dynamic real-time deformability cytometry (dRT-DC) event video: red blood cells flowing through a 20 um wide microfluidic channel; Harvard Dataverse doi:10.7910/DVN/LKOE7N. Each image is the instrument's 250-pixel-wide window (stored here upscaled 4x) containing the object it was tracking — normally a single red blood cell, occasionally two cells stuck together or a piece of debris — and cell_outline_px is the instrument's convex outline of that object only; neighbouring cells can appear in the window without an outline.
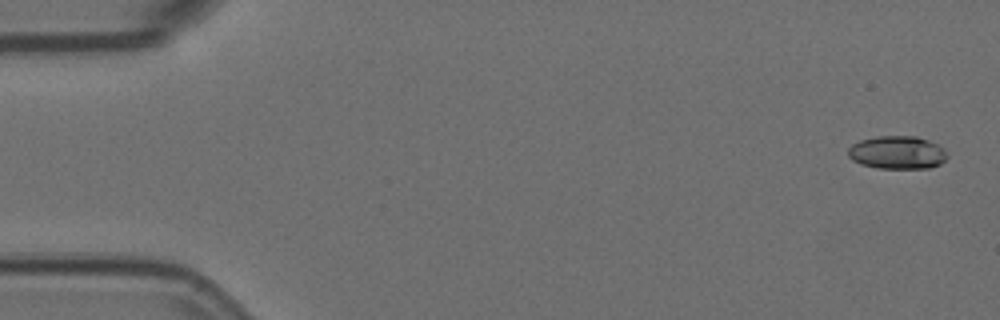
{"species": "Egyptian fruit bat (a non-hibernating species)", "species_latin": "Rousettus aegyptiacus", "temperature_condition": "room temperature", "stored_images_in_passage": 57, "camera_frame_rate_fps": 3000, "um_per_image_px": 0.085, "animal": {"sex": "female"}, "frame": {"image": 1, "passage_image": 2, "time_ms": 0.333, "image_size_px": [1000, 320], "cell_outline_px": [[948, 156], [940, 164], [928, 168], [880, 168], [860, 164], [852, 160], [848, 156], [848, 148], [852, 144], [860, 140], [876, 136], [916, 136], [928, 140], [944, 148], [948, 152]], "centroid_in_image_um": [76.27, 12.96], "position_along_channel_um": 8.7, "area_um2": 19.19}}
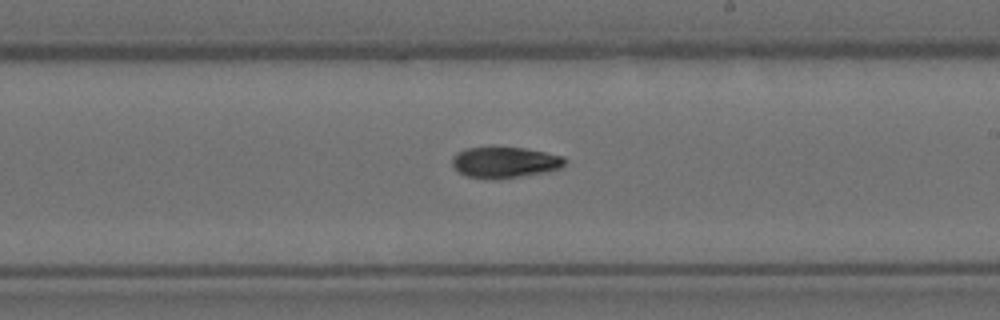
{"frame": {"image": 2, "passage_image": 33, "time_ms": 10.667, "image_size_px": [1000, 320], "cell_outline_px": [[564, 164], [560, 168], [544, 172], [496, 180], [468, 176], [460, 172], [452, 164], [452, 156], [456, 152], [464, 148], [524, 148], [564, 156]], "centroid_in_image_um": [42.88, 13.8], "position_along_channel_um": 246.1, "area_um2": 20.06}}
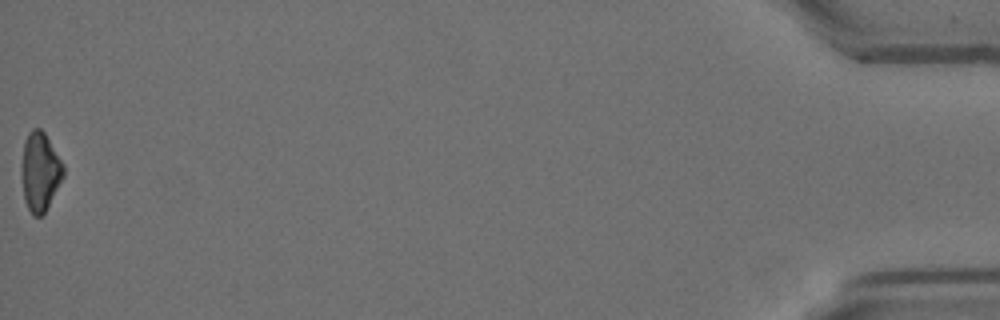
{"frame": {"image": 3, "passage_image": 57, "time_ms": 18.667, "image_size_px": [1000, 320], "cell_outline_px": [[64, 176], [44, 212], [40, 216], [32, 216], [24, 200], [20, 172], [20, 168], [24, 140], [28, 132], [32, 128], [40, 128], [44, 132], [64, 164]], "centroid_in_image_um": [3.37, 14.56], "position_along_channel_um": 431.8, "area_um2": 19.42}, "authors_computed_cell_mechanics": {"area_um2": 19.8254, "velocity_mm_per_s": 3.6024, "shape_relaxation_time_tau1_ms": 6.4822, "shape_relaxation_time_tau2_ms": null, "deformation_change_tau1": 0.1876, "deformation_change_tau2": null}}